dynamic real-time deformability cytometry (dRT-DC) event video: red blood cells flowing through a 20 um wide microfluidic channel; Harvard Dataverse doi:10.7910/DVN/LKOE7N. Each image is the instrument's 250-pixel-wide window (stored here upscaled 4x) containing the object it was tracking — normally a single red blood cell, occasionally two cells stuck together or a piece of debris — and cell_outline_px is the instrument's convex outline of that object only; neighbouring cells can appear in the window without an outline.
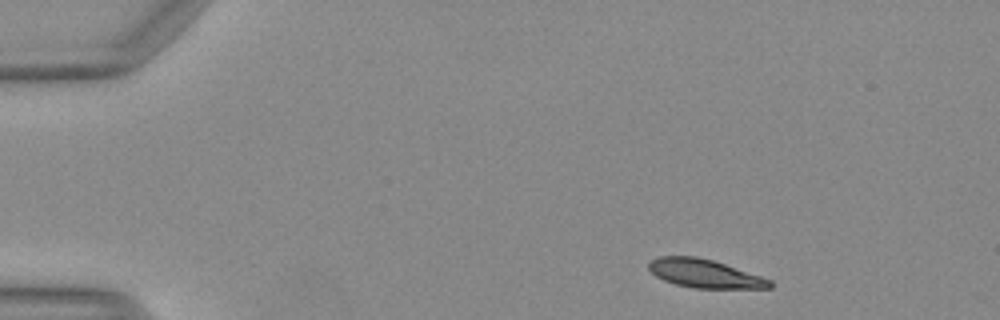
{"species": "Egyptian fruit bat (a non-hibernating species)", "species_latin": "Rousettus aegyptiacus", "temperature_condition": "warm", "stored_images_in_passage": 13, "camera_frame_rate_fps": 3000, "um_per_image_px": 0.085, "animal": {"sex": "female"}, "frame": {"image": 1, "passage_image": 1, "time_ms": 0.0, "image_size_px": [1000, 320], "cell_outline_px": [[772, 288], [696, 288], [676, 284], [664, 280], [656, 276], [648, 268], [648, 264], [652, 260], [660, 256], [696, 256], [712, 260], [772, 280]], "centroid_in_image_um": [59.89, 23.25], "position_along_channel_um": 25.1, "area_um2": 19.77}}
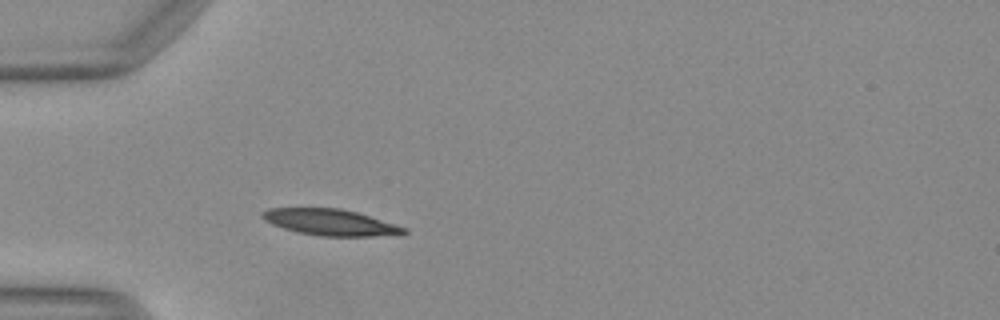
{"frame": {"image": 2, "passage_image": 9, "time_ms": 2.667, "image_size_px": [1000, 320], "cell_outline_px": [[408, 232], [372, 236], [320, 236], [296, 232], [272, 224], [264, 220], [260, 216], [260, 212], [268, 208], [340, 208], [356, 212], [396, 224], [408, 228]], "centroid_in_image_um": [28.02, 18.89], "position_along_channel_um": 57.0, "area_um2": 21.56}}
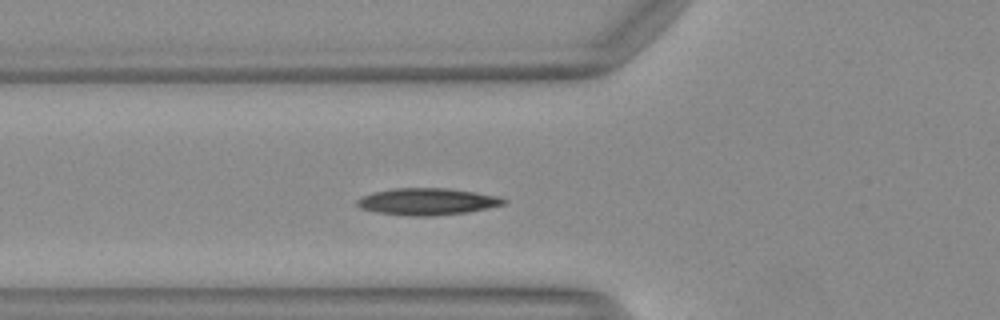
{"frame": {"image": 3, "passage_image": 12, "time_ms": 3.667, "image_size_px": [1000, 320], "cell_outline_px": [[508, 200], [504, 204], [468, 212], [436, 216], [408, 216], [376, 212], [360, 208], [356, 204], [356, 200], [360, 196], [372, 192], [392, 188], [448, 188], [476, 192], [496, 196]], "centroid_in_image_um": [36.26, 17.13], "position_along_channel_um": 89.5, "area_um2": 23.12}}